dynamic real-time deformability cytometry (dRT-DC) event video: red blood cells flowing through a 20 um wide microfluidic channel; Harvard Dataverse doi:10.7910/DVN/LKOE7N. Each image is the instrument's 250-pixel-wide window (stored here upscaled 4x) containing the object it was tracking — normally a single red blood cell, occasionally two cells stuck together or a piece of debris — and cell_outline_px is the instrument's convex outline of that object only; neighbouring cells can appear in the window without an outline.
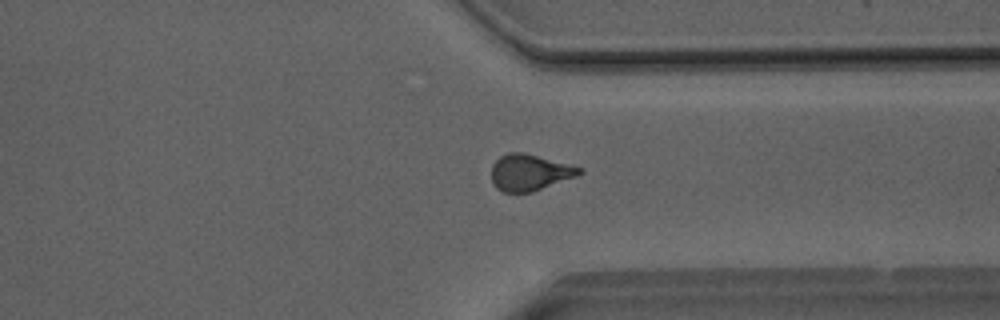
{"species": "Egyptian fruit bat (a non-hibernating species)", "species_latin": "Rousettus aegyptiacus", "temperature_condition": "room temperature", "stored_images_in_passage": 38, "camera_frame_rate_fps": 3000, "um_per_image_px": 0.085, "animal": {"sex": "male"}, "frame": {"image": 1, "passage_image": 28, "time_ms": 9.0, "image_size_px": [1000, 320], "cell_outline_px": [[584, 172], [576, 176], [532, 192], [504, 192], [496, 188], [492, 180], [492, 164], [500, 156], [508, 152], [524, 152], [572, 164], [584, 168]], "centroid_in_image_um": [45.05, 14.64], "position_along_channel_um": 366.4, "area_um2": 18.79}}
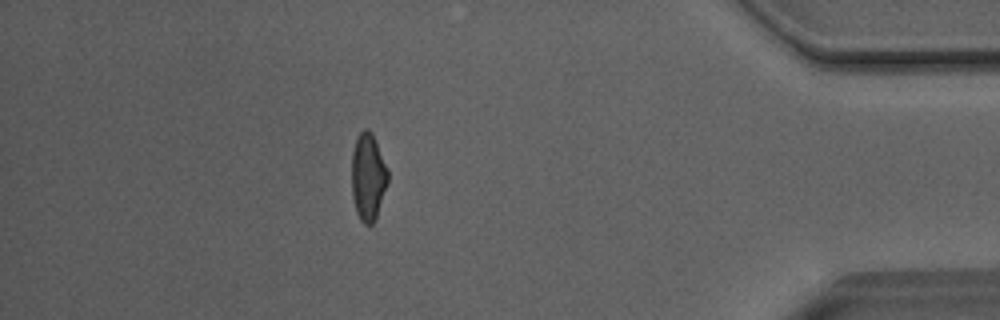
{"frame": {"image": 2, "passage_image": 34, "time_ms": 11.0, "image_size_px": [1000, 320], "cell_outline_px": [[388, 180], [376, 220], [372, 224], [364, 224], [360, 220], [356, 212], [352, 196], [352, 152], [356, 140], [360, 132], [364, 128], [368, 128], [372, 132], [388, 168]], "centroid_in_image_um": [31.29, 15.04], "position_along_channel_um": 403.9, "area_um2": 18.55}, "authors_computed_cell_mechanics": {"area_um2": 18.8139, "velocity_mm_per_s": 4.0569, "shape_relaxation_time_tau1_ms": 8.2058, "shape_relaxation_time_tau2_ms": 1.8499, "deformation_change_tau1": 0.202, "deformation_change_tau2": 0.0742}}